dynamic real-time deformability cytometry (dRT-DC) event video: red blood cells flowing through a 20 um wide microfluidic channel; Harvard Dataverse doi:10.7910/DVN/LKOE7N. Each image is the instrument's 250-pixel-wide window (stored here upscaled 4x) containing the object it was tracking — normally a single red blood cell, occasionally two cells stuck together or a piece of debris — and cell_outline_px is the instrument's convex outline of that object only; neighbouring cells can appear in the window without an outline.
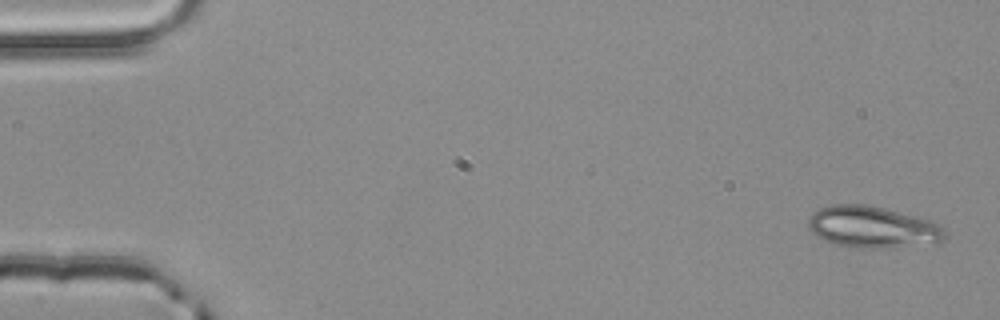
{"species": "common noctule bat (a hibernating species)", "species_latin": "Nyctalus noctula", "temperature_condition": "room temperature", "stored_images_in_passage": 3, "camera_frame_rate_fps": 3000, "um_per_image_px": 0.085, "animal": {"sex": "male", "body_mass_g": 20.4}, "frame": {"image": 1, "passage_image": 1, "time_ms": 0.0, "image_size_px": [1000, 320], "cell_outline_px": [[944, 240], [936, 244], [888, 248], [860, 248], [836, 244], [824, 240], [816, 236], [808, 228], [808, 220], [812, 212], [820, 208], [832, 204], [864, 204], [884, 208], [936, 220], [944, 228]], "centroid_in_image_um": [74.22, 19.3], "position_along_channel_um": 10.8, "area_um2": 33.76}}